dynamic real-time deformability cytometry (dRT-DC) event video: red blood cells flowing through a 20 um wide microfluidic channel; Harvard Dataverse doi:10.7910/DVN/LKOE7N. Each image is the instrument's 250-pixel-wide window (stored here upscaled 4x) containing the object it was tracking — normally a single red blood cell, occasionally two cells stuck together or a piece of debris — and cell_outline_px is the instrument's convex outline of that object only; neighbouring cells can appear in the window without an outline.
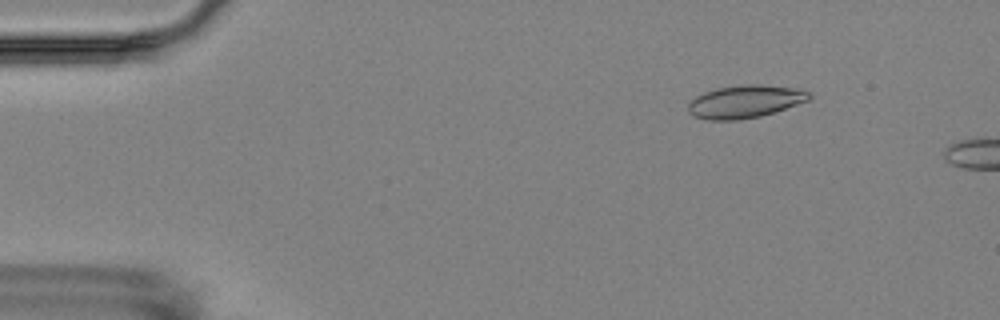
{"species": "Egyptian fruit bat (a non-hibernating species)", "species_latin": "Rousettus aegyptiacus", "temperature_condition": "room temperature", "stored_images_in_passage": 6, "camera_frame_rate_fps": 3000, "um_per_image_px": 0.085, "animal": {"sex": "female"}, "frame": {"image": 1, "passage_image": 2, "time_ms": 1.667, "image_size_px": [1000, 320], "cell_outline_px": [[812, 96], [808, 100], [760, 116], [736, 120], [704, 120], [692, 116], [688, 112], [688, 100], [704, 92], [716, 88], [744, 84], [760, 84], [796, 88], [812, 92]], "centroid_in_image_um": [63.27, 8.63], "position_along_channel_um": 21.7, "area_um2": 23.24}}
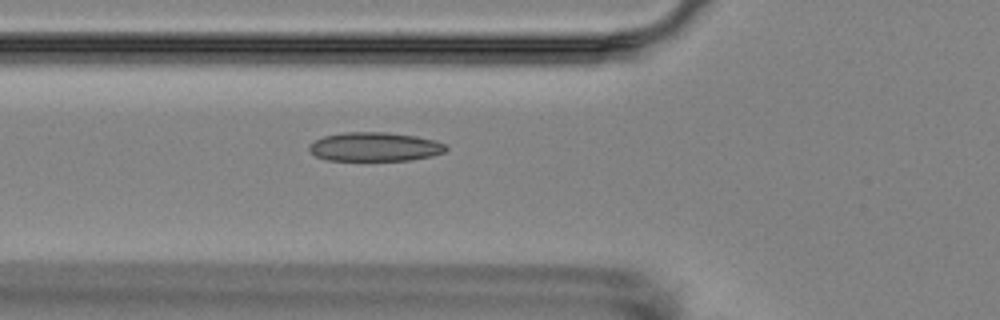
{"frame": {"image": 2, "passage_image": 6, "time_ms": 6.0, "image_size_px": [1000, 320], "cell_outline_px": [[448, 148], [444, 152], [432, 156], [408, 160], [324, 160], [316, 156], [308, 148], [308, 144], [324, 136], [344, 132], [384, 132], [416, 136], [436, 140], [448, 144]], "centroid_in_image_um": [31.88, 12.47], "position_along_channel_um": 93.9, "area_um2": 23.18}}